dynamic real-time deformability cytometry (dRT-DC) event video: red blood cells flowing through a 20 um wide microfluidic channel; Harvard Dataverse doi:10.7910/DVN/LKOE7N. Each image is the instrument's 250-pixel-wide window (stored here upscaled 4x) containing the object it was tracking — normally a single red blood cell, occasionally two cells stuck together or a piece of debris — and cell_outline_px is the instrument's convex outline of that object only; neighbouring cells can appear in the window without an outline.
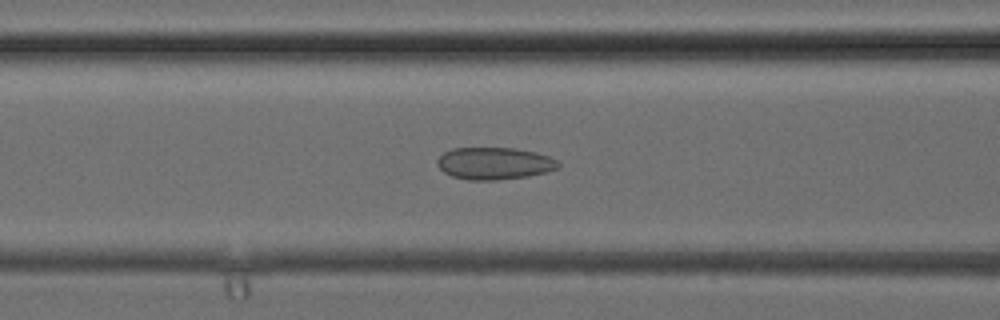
{"species": "common noctule bat (a hibernating species)", "species_latin": "Nyctalus noctula", "temperature_condition": "cold", "stored_images_in_passage": 37, "camera_frame_rate_fps": 3000, "um_per_image_px": 0.085, "animal": {"sex": "female", "body_mass_g": 24.6, "forearm_length_mm": 56.2}, "frame": {"image": 1, "passage_image": 15, "time_ms": 4.667, "image_size_px": [1000, 320], "cell_outline_px": [[560, 164], [556, 168], [544, 172], [528, 176], [496, 180], [468, 180], [452, 176], [444, 172], [436, 164], [436, 160], [444, 152], [452, 148], [516, 148], [536, 152], [548, 156], [556, 160]], "centroid_in_image_um": [41.98, 13.88], "position_along_channel_um": 124.6, "area_um2": 22.6}}
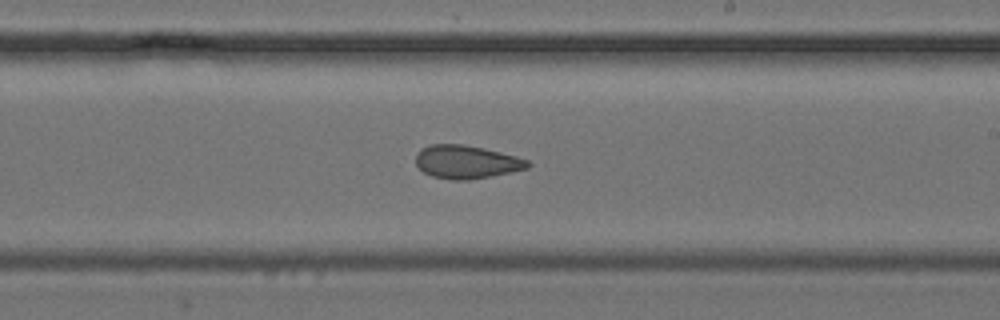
{"frame": {"image": 2, "passage_image": 22, "time_ms": 7.0, "image_size_px": [1000, 320], "cell_outline_px": [[532, 164], [528, 168], [492, 176], [468, 180], [452, 180], [432, 176], [424, 172], [416, 164], [416, 152], [420, 148], [432, 144], [464, 144], [484, 148], [516, 156], [528, 160]], "centroid_in_image_um": [39.64, 13.76], "position_along_channel_um": 249.4, "area_um2": 21.79}}
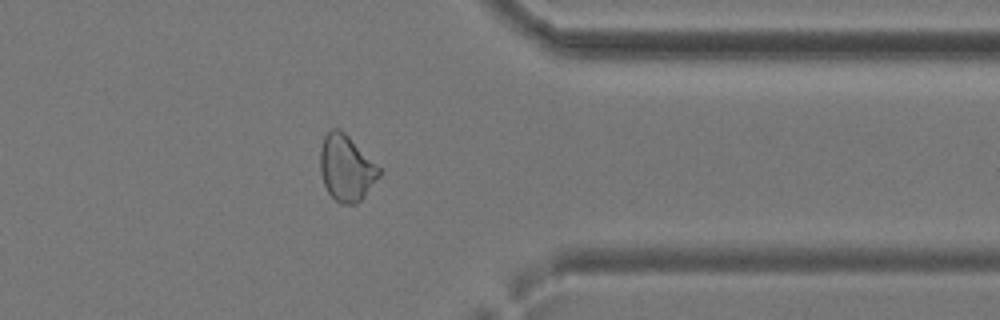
{"frame": {"image": 3, "passage_image": 30, "time_ms": 9.667, "image_size_px": [1000, 320], "cell_outline_px": [[380, 176], [364, 196], [356, 204], [340, 204], [328, 192], [324, 184], [320, 172], [320, 148], [324, 136], [332, 128], [340, 128], [380, 168]], "centroid_in_image_um": [29.41, 14.29], "position_along_channel_um": 382.0, "area_um2": 22.48}}